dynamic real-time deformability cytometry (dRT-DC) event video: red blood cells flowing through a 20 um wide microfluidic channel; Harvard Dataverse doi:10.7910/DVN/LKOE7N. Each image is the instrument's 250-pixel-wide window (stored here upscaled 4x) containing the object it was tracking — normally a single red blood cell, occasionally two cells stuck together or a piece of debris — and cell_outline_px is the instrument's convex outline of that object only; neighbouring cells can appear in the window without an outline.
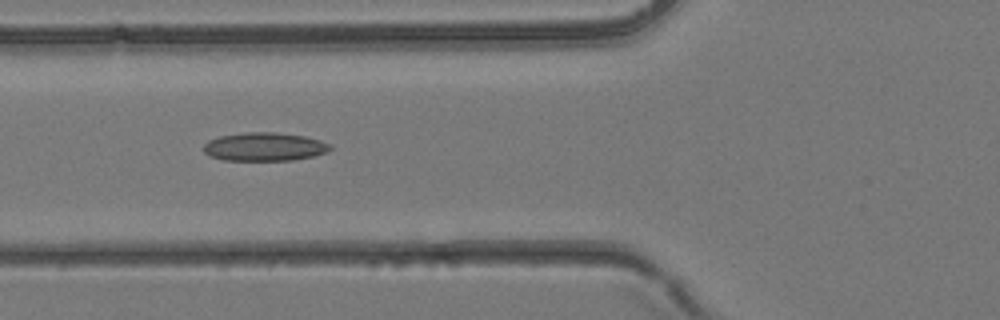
{"species": "common noctule bat (a hibernating species)", "species_latin": "Nyctalus noctula", "temperature_condition": "room temperature", "stored_images_in_passage": 6, "camera_frame_rate_fps": 3000, "um_per_image_px": 0.085, "animal": {"sex": "female", "body_mass_g": 24.6, "forearm_length_mm": 56.2}, "frame": {"image": 1, "passage_image": 5, "time_ms": 1.333, "image_size_px": [1000, 320], "cell_outline_px": [[332, 148], [328, 152], [312, 156], [292, 160], [224, 160], [208, 156], [204, 152], [204, 144], [208, 140], [220, 136], [244, 132], [276, 132], [304, 136], [320, 140], [332, 144]], "centroid_in_image_um": [22.48, 12.47], "position_along_channel_um": 103.3, "area_um2": 21.1}}
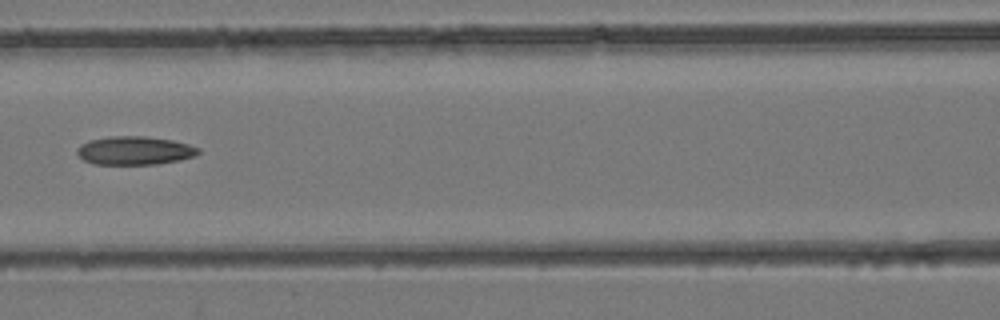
{"frame": {"image": 2, "passage_image": 6, "time_ms": 1.667, "image_size_px": [1000, 320], "cell_outline_px": [[200, 152], [196, 156], [180, 160], [156, 164], [92, 164], [84, 160], [76, 152], [76, 148], [80, 144], [88, 140], [112, 136], [144, 136], [172, 140], [188, 144], [200, 148]], "centroid_in_image_um": [11.44, 12.8], "position_along_channel_um": 155.2, "area_um2": 20.23}}